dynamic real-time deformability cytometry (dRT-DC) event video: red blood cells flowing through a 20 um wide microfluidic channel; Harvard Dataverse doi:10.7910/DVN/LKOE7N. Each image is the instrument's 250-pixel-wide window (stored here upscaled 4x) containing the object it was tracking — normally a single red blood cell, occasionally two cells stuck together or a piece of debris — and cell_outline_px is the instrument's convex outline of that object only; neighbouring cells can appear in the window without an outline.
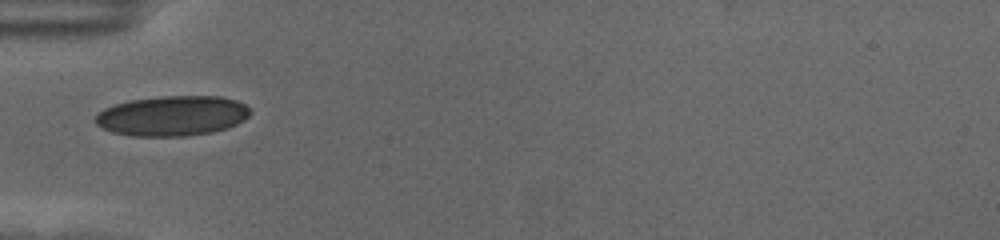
{"species": "human", "species_latin": "Homo sapiens", "temperature_condition": "cold", "stored_images_in_passage": 39, "camera_frame_rate_fps": 3000, "um_per_image_px": 0.085, "donor": {"sex": "female"}, "frame": {"image": 1, "passage_image": 1, "time_ms": 0.0, "image_size_px": [1000, 240], "cell_outline_px": [[252, 112], [244, 120], [228, 128], [212, 132], [184, 136], [132, 136], [112, 132], [96, 124], [96, 116], [104, 108], [116, 104], [132, 100], [160, 96], [220, 96], [236, 100], [244, 104]], "centroid_in_image_um": [14.67, 9.84], "position_along_channel_um": 70.3, "area_um2": 36.07}}
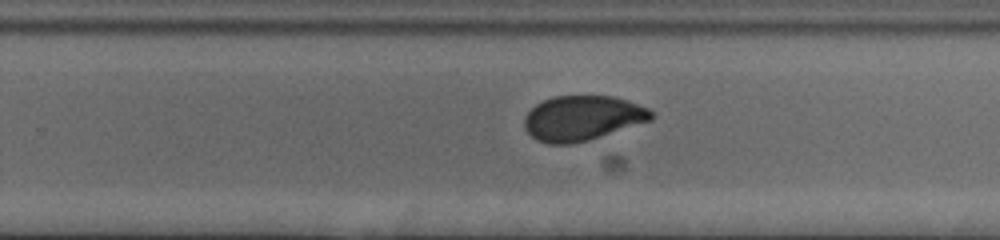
{"frame": {"image": 2, "passage_image": 19, "time_ms": 6.0, "image_size_px": [1000, 240], "cell_outline_px": [[656, 116], [652, 120], [588, 140], [572, 144], [548, 144], [536, 140], [524, 128], [524, 116], [536, 104], [552, 96], [612, 96], [648, 108]], "centroid_in_image_um": [49.48, 10.05], "position_along_channel_um": 280.3, "area_um2": 33.12}}
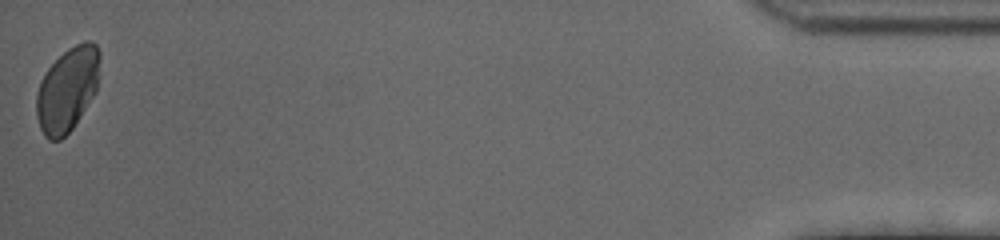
{"frame": {"image": 3, "passage_image": 39, "time_ms": 12.667, "image_size_px": [1000, 240], "cell_outline_px": [[100, 56], [96, 92], [72, 128], [60, 140], [48, 140], [44, 136], [40, 128], [36, 116], [36, 96], [40, 80], [48, 68], [68, 48], [84, 40], [92, 40], [96, 44], [100, 52]], "centroid_in_image_um": [5.72, 7.59], "position_along_channel_um": 429.5, "area_um2": 31.1}, "authors_computed_cell_mechanics": {"area_um2": 33.6396, "velocity_mm_per_s": 3.5082, "shape_relaxation_time_tau1_ms": 5.7632, "shape_relaxation_time_tau2_ms": 0.7942, "deformation_change_tau1": 0.1325, "deformation_change_tau2": 0.0498}}